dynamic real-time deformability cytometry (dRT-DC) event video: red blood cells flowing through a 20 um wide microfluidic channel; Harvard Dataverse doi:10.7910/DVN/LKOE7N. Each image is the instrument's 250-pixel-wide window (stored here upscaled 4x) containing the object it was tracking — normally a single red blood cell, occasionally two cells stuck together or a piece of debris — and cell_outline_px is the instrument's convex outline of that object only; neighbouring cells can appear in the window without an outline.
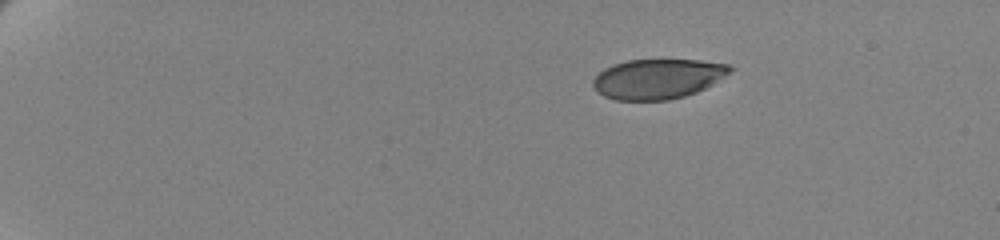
{"species": "human", "species_latin": "Homo sapiens", "temperature_condition": "cold", "stored_images_in_passage": 51, "camera_frame_rate_fps": 3000, "um_per_image_px": 0.085, "donor": {"sex": "female"}, "frame": {"image": 1, "passage_image": 1, "time_ms": 0.0, "image_size_px": [1000, 240], "cell_outline_px": [[736, 68], [712, 84], [696, 92], [684, 96], [668, 100], [616, 100], [604, 96], [592, 84], [592, 80], [604, 68], [612, 64], [628, 60], [700, 60], [728, 64]], "centroid_in_image_um": [55.92, 6.69], "position_along_channel_um": 29.1, "area_um2": 31.73}}
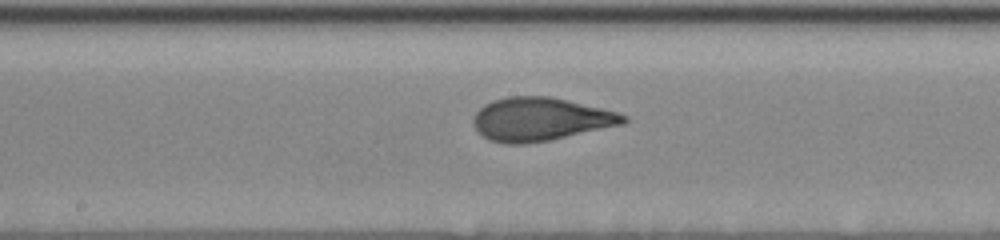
{"frame": {"image": 2, "passage_image": 26, "time_ms": 8.333, "image_size_px": [1000, 240], "cell_outline_px": [[628, 120], [624, 124], [548, 140], [524, 144], [504, 144], [488, 140], [472, 124], [472, 120], [476, 112], [484, 104], [492, 100], [508, 96], [552, 96], [616, 112], [628, 116]], "centroid_in_image_um": [45.9, 10.13], "position_along_channel_um": 202.3, "area_um2": 37.8}}
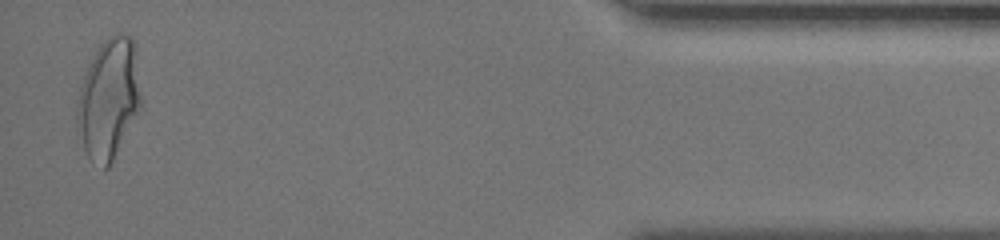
{"frame": {"image": 3, "passage_image": 50, "time_ms": 16.333, "image_size_px": [1000, 240], "cell_outline_px": [[140, 108], [108, 168], [104, 168], [88, 156], [84, 148], [76, 120], [76, 108], [80, 84], [88, 64], [100, 44], [108, 36], [116, 32], [132, 36], [140, 96]], "centroid_in_image_um": [9.2, 8.36], "position_along_channel_um": 426.0, "area_um2": 43.87}, "authors_computed_cell_mechanics": {"area_um2": 37.0498, "velocity_mm_per_s": 3.4519, "shape_relaxation_time_tau1_ms": 5.2786, "shape_relaxation_time_tau2_ms": null, "deformation_change_tau1": 0.1768, "deformation_change_tau2": null}}